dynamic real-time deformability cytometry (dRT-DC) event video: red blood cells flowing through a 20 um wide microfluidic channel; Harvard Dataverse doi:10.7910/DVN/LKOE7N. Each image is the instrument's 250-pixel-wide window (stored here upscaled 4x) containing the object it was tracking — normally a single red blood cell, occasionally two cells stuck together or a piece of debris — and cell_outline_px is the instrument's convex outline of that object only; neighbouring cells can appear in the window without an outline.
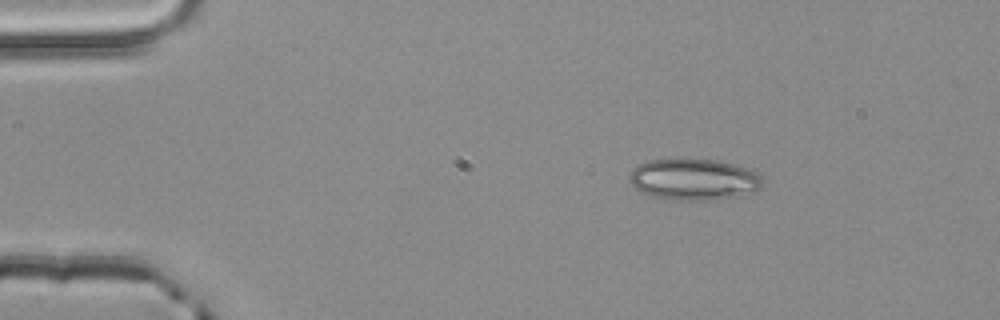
{"species": "common noctule bat (a hibernating species)", "species_latin": "Nyctalus noctula", "temperature_condition": "room temperature", "stored_images_in_passage": 3, "camera_frame_rate_fps": 3000, "um_per_image_px": 0.085, "animal": {"sex": "male", "body_mass_g": 20.4}, "frame": {"image": 1, "passage_image": 2, "time_ms": 0.333, "image_size_px": [1000, 320], "cell_outline_px": [[764, 184], [760, 188], [752, 192], [708, 200], [664, 200], [648, 196], [640, 192], [628, 180], [628, 176], [640, 164], [648, 160], [684, 156], [720, 160], [752, 168], [764, 180]], "centroid_in_image_um": [58.96, 15.2], "position_along_channel_um": 26.0, "area_um2": 33.18}}